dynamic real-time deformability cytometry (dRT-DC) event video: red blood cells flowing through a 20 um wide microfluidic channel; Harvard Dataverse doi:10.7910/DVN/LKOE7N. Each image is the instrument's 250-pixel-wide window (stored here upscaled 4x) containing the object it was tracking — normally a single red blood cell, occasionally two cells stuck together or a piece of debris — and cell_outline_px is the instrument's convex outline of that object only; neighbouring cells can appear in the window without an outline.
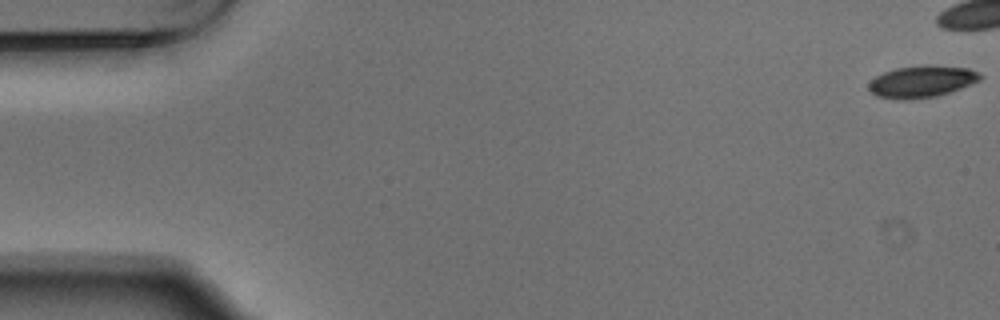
{"species": "Egyptian fruit bat (a non-hibernating species)", "species_latin": "Rousettus aegyptiacus", "temperature_condition": "warm", "stored_images_in_passage": 10, "camera_frame_rate_fps": 3000, "um_per_image_px": 0.085, "animal": {"sex": "male"}, "frame": {"image": 1, "passage_image": 1, "time_ms": 0.0, "image_size_px": [1000, 320], "cell_outline_px": [[984, 76], [980, 80], [960, 88], [936, 96], [904, 100], [896, 100], [876, 96], [868, 88], [868, 84], [876, 76], [884, 72], [896, 68], [924, 64], [928, 64], [968, 68], [980, 72]], "centroid_in_image_um": [78.35, 6.92], "position_along_channel_um": 6.7, "area_um2": 20.81}}
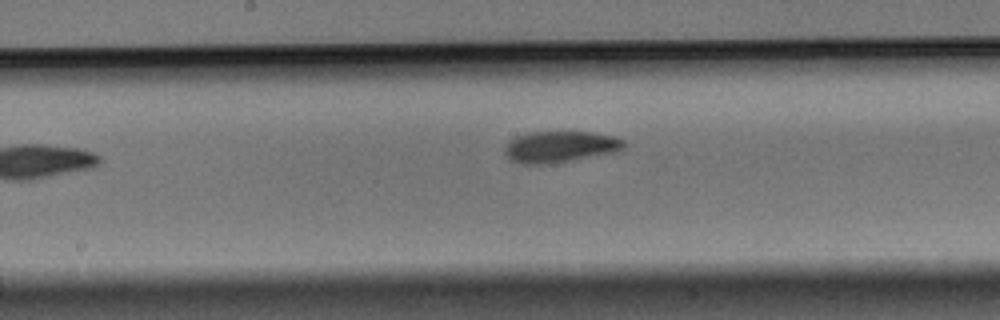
{"frame": {"image": 2, "passage_image": 9, "time_ms": 2.667, "image_size_px": [1000, 320], "cell_outline_px": [[624, 148], [612, 152], [548, 164], [520, 164], [508, 160], [504, 152], [504, 148], [508, 140], [516, 136], [528, 132], [592, 132], [616, 136], [624, 140]], "centroid_in_image_um": [47.53, 12.47], "position_along_channel_um": 200.7, "area_um2": 21.79}}
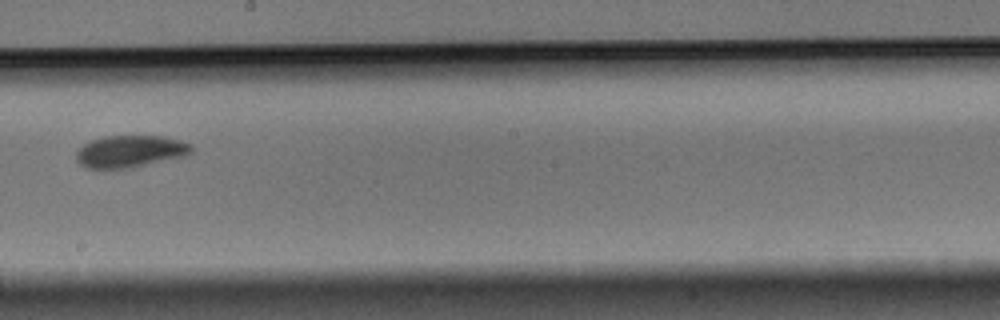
{"frame": {"image": 3, "passage_image": 10, "time_ms": 3.0, "image_size_px": [1000, 320], "cell_outline_px": [[192, 152], [188, 156], [132, 168], [88, 168], [80, 164], [76, 160], [76, 152], [84, 144], [92, 140], [104, 136], [164, 136], [180, 140], [192, 144]], "centroid_in_image_um": [11.12, 12.87], "position_along_channel_um": 237.1, "area_um2": 21.73}}